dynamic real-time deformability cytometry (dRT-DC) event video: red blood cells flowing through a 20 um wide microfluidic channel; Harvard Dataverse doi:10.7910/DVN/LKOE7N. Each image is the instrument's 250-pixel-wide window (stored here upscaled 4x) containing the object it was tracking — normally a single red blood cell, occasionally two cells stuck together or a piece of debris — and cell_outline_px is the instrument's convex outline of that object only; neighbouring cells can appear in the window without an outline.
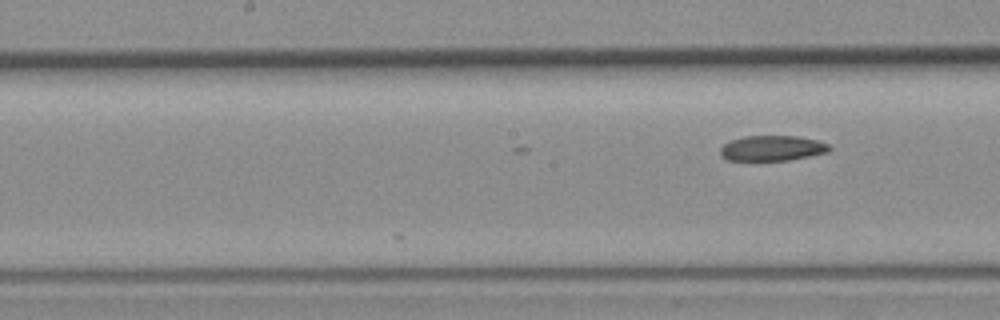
{"species": "common noctule bat (a hibernating species)", "species_latin": "Nyctalus noctula", "temperature_condition": "room temperature", "stored_images_in_passage": 12, "camera_frame_rate_fps": 3000, "um_per_image_px": 0.085, "animal": {"sex": "female", "body_mass_g": 19.3, "forearm_length_mm": 54.1}, "frame": {"image": 1, "passage_image": 12, "time_ms": 3.667, "image_size_px": [1000, 320], "cell_outline_px": [[832, 148], [828, 152], [788, 160], [728, 160], [720, 156], [720, 148], [724, 144], [732, 140], [744, 136], [796, 136], [816, 140], [828, 144]], "centroid_in_image_um": [65.62, 12.59], "position_along_channel_um": 182.6, "area_um2": 15.95}}